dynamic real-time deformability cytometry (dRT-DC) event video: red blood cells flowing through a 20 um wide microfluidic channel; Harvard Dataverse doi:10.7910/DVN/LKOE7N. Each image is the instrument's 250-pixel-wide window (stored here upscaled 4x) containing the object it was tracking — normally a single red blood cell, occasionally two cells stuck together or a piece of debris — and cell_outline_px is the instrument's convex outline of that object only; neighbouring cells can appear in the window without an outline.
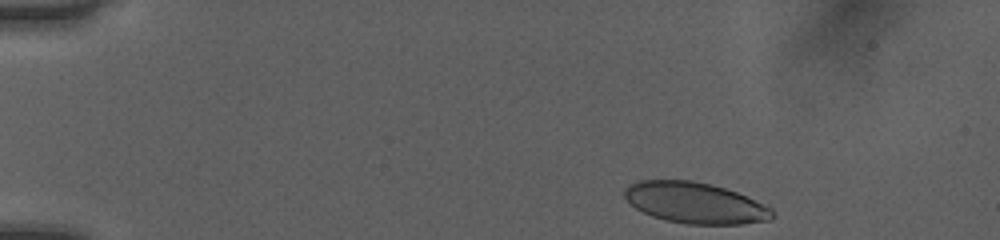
{"species": "human", "species_latin": "Homo sapiens", "temperature_condition": "room temperature", "stored_images_in_passage": 44, "camera_frame_rate_fps": 3000, "um_per_image_px": 0.085, "donor": {"sex": "female"}, "frame": {"image": 1, "passage_image": 1, "time_ms": 0.0, "image_size_px": [1000, 240], "cell_outline_px": [[776, 216], [772, 220], [740, 224], [688, 224], [668, 220], [652, 216], [636, 208], [624, 196], [624, 188], [628, 184], [636, 180], [692, 180], [712, 184], [736, 192], [772, 208], [776, 212]], "centroid_in_image_um": [59.1, 17.24], "position_along_channel_um": 25.9, "area_um2": 35.37}}
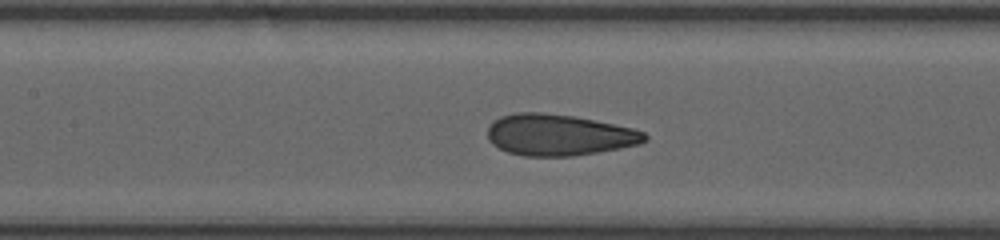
{"frame": {"image": 2, "passage_image": 18, "time_ms": 5.667, "image_size_px": [1000, 240], "cell_outline_px": [[648, 140], [640, 144], [620, 148], [572, 156], [524, 156], [508, 152], [492, 144], [488, 140], [488, 124], [492, 120], [500, 116], [516, 112], [540, 112], [572, 116], [632, 128], [644, 132], [648, 136]], "centroid_in_image_um": [47.47, 11.47], "position_along_channel_um": 159.9, "area_um2": 37.8}}
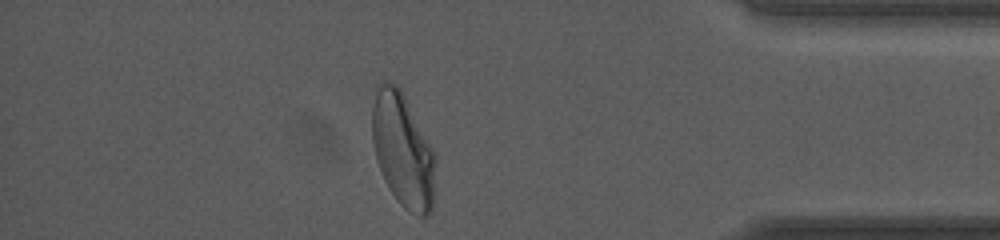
{"frame": {"image": 3, "passage_image": 38, "time_ms": 12.333, "image_size_px": [1000, 240], "cell_outline_px": [[436, 160], [432, 208], [428, 216], [420, 216], [404, 208], [400, 204], [388, 188], [384, 180], [376, 160], [372, 140], [372, 108], [376, 92], [380, 80], [384, 80], [396, 84], [400, 88], [432, 148], [436, 156]], "centroid_in_image_um": [34.23, 12.77], "position_along_channel_um": 401.0, "area_um2": 41.91}, "authors_computed_cell_mechanics": {"area_um2": 37.6567, "velocity_mm_per_s": 4.0494, "shape_relaxation_time_tau1_ms": 5.6003, "shape_relaxation_time_tau2_ms": 0.6703, "deformation_change_tau1": 0.1673, "deformation_change_tau2": 0.0616}}